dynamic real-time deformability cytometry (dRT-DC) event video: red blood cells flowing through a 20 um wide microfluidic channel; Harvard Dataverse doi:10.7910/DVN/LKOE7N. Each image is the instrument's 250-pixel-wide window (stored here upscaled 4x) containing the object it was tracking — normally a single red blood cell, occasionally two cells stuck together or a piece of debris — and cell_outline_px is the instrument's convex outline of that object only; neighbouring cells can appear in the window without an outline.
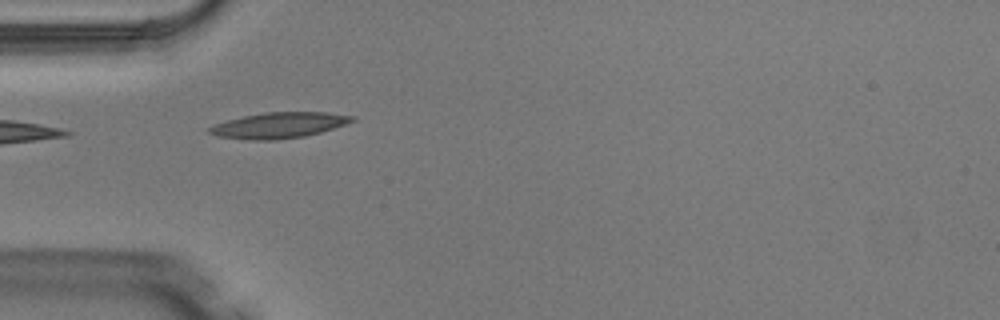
{"species": "Egyptian fruit bat (a non-hibernating species)", "species_latin": "Rousettus aegyptiacus", "temperature_condition": "warm", "stored_images_in_passage": 4, "camera_frame_rate_fps": 3000, "um_per_image_px": 0.085, "animal": {"sex": "male"}, "frame": {"image": 1, "passage_image": 2, "time_ms": 0.333, "image_size_px": [1000, 320], "cell_outline_px": [[356, 120], [320, 132], [304, 136], [276, 140], [252, 140], [216, 136], [208, 132], [208, 128], [216, 124], [228, 120], [244, 116], [264, 112], [328, 112], [356, 116]], "centroid_in_image_um": [23.72, 10.64], "position_along_channel_um": 61.3, "area_um2": 21.27}}
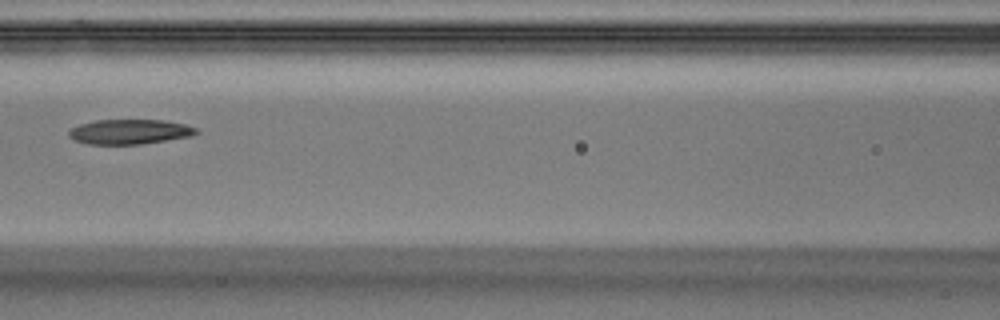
{"frame": {"image": 2, "passage_image": 4, "time_ms": 1.0, "image_size_px": [1000, 320], "cell_outline_px": [[200, 132], [192, 136], [144, 144], [88, 144], [72, 140], [68, 136], [68, 132], [72, 128], [80, 124], [96, 120], [164, 120], [184, 124], [200, 128]], "centroid_in_image_um": [11.06, 11.2], "position_along_channel_um": 155.5, "area_um2": 18.67}}